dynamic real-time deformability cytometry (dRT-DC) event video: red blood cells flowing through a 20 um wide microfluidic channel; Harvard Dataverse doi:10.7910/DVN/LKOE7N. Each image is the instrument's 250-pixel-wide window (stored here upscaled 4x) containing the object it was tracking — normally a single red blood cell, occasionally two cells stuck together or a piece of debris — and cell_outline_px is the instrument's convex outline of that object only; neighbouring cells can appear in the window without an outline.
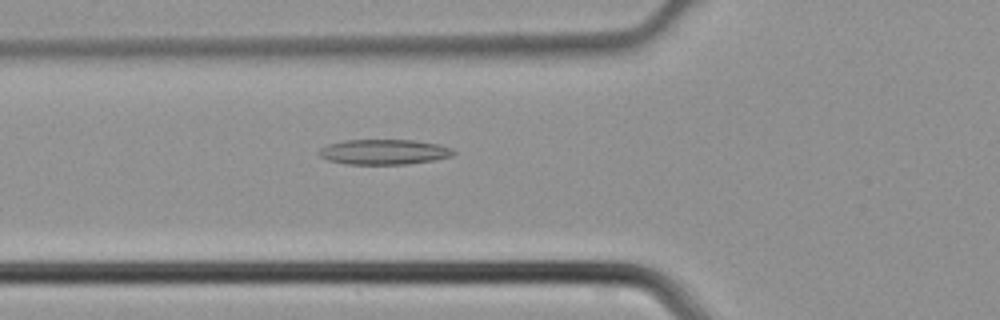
{"species": "common noctule bat (a hibernating species)", "species_latin": "Nyctalus noctula", "temperature_condition": "cold", "stored_images_in_passage": 44, "camera_frame_rate_fps": 3000, "um_per_image_px": 0.085, "animal": {"sex": "male", "body_mass_g": 21.5, "forearm_length_mm": 52.0}, "frame": {"image": 1, "passage_image": 16, "time_ms": 5.0, "image_size_px": [1000, 320], "cell_outline_px": [[456, 152], [452, 156], [436, 160], [408, 164], [348, 164], [328, 160], [320, 156], [320, 148], [328, 144], [344, 140], [416, 140], [436, 144], [448, 148]], "centroid_in_image_um": [32.64, 12.91], "position_along_channel_um": 93.2, "area_um2": 19.59}}
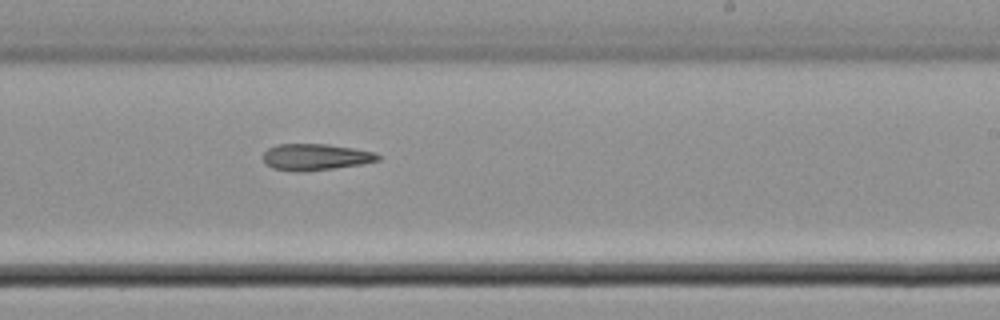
{"frame": {"image": 2, "passage_image": 27, "time_ms": 8.667, "image_size_px": [1000, 320], "cell_outline_px": [[380, 160], [364, 164], [304, 172], [300, 172], [272, 168], [264, 160], [264, 152], [268, 148], [276, 144], [328, 144], [376, 152], [380, 156]], "centroid_in_image_um": [26.85, 13.34], "position_along_channel_um": 262.1, "area_um2": 17.74}}
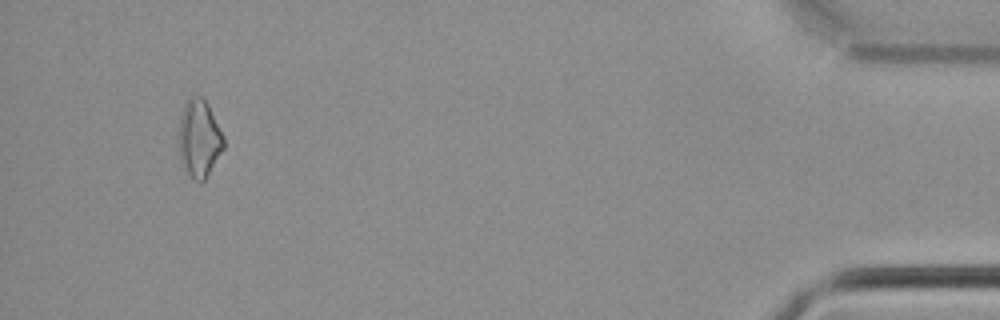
{"frame": {"image": 3, "passage_image": 42, "time_ms": 13.667, "image_size_px": [1000, 320], "cell_outline_px": [[224, 148], [204, 180], [200, 184], [184, 168], [180, 160], [180, 120], [184, 104], [188, 96], [200, 96], [208, 104], [224, 136]], "centroid_in_image_um": [16.95, 11.75], "position_along_channel_um": 418.3, "area_um2": 19.94}}